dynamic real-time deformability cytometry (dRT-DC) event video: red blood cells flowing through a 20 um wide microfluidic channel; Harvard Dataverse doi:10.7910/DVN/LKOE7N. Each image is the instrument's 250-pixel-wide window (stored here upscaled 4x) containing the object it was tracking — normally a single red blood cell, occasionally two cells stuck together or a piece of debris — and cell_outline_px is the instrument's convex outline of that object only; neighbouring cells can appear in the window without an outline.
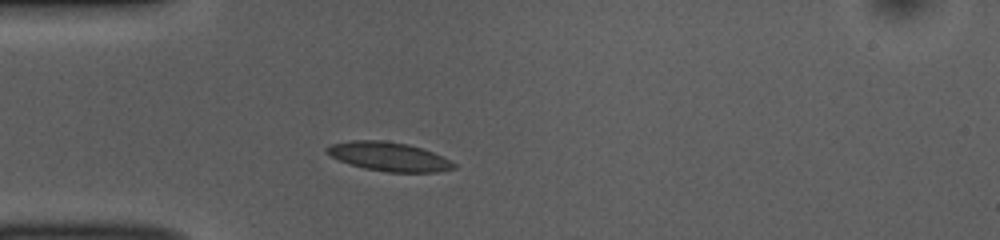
{"species": "common noctule bat (a hibernating species)", "species_latin": "Nyctalus noctula", "temperature_condition": "room temperature", "stored_images_in_passage": 4, "camera_frame_rate_fps": 3000, "um_per_image_px": 0.085, "animal": {"sex": "female", "body_mass_g": 10.0, "forearm_length_mm": 53.1}, "frame": {"image": 1, "passage_image": 1, "time_ms": 0.0, "image_size_px": [1000, 240], "cell_outline_px": [[456, 168], [440, 172], [388, 172], [364, 168], [340, 160], [324, 152], [324, 148], [332, 144], [352, 140], [380, 140], [408, 144], [432, 152], [456, 164]], "centroid_in_image_um": [33.04, 13.31], "position_along_channel_um": 52.0, "area_um2": 21.15}}